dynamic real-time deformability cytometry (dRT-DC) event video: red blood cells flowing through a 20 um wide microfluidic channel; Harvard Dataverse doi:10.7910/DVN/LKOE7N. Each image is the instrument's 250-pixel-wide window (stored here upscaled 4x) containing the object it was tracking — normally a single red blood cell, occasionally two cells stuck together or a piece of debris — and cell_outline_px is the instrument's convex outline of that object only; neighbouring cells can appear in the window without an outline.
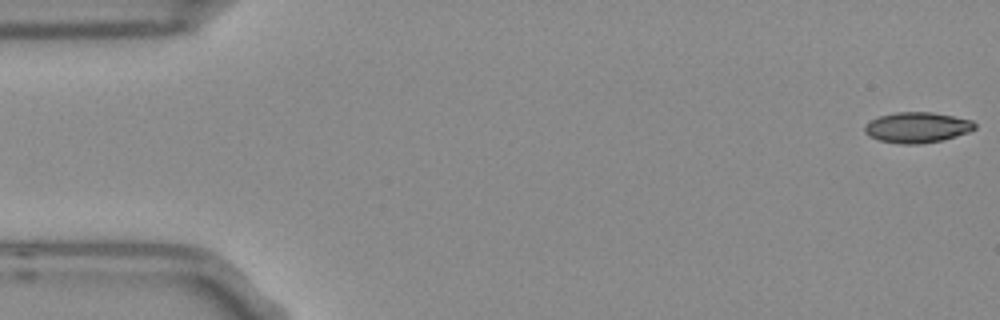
{"species": "Egyptian fruit bat (a non-hibernating species)", "species_latin": "Rousettus aegyptiacus", "temperature_condition": "room temperature", "stored_images_in_passage": 53, "camera_frame_rate_fps": 3000, "um_per_image_px": 0.085, "frame": {"image": 1, "passage_image": 1, "time_ms": 0.0, "image_size_px": [1000, 320], "cell_outline_px": [[976, 128], [968, 132], [956, 136], [940, 140], [916, 144], [900, 144], [880, 140], [868, 136], [864, 132], [864, 128], [872, 120], [880, 116], [896, 112], [932, 112], [972, 120], [976, 124]], "centroid_in_image_um": [77.96, 10.83], "position_along_channel_um": 7.0, "area_um2": 19.36}}
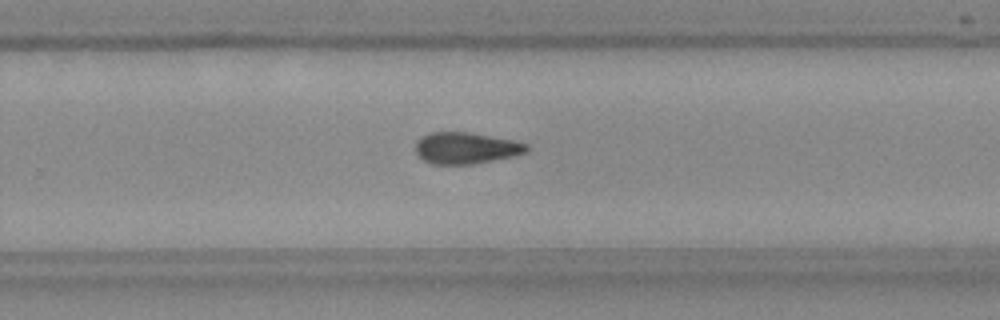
{"frame": {"image": 2, "passage_image": 34, "time_ms": 11.0, "image_size_px": [1000, 320], "cell_outline_px": [[528, 152], [512, 156], [472, 164], [432, 164], [424, 160], [416, 152], [416, 140], [420, 136], [428, 132], [468, 132], [512, 140], [528, 144]], "centroid_in_image_um": [39.57, 12.57], "position_along_channel_um": 290.2, "area_um2": 20.29}}
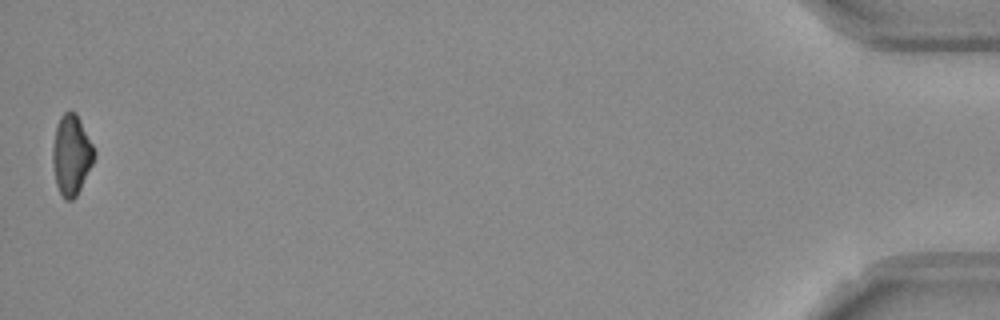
{"frame": {"image": 3, "passage_image": 53, "time_ms": 17.333, "image_size_px": [1000, 320], "cell_outline_px": [[96, 156], [76, 196], [72, 200], [64, 200], [56, 184], [52, 164], [52, 148], [56, 128], [60, 116], [64, 112], [76, 112], [96, 152]], "centroid_in_image_um": [6.06, 13.17], "position_along_channel_um": 429.1, "area_um2": 19.25}, "authors_computed_cell_mechanics": {"area_um2": 20.2878, "velocity_mm_per_s": 3.778, "shape_relaxation_time_tau1_ms": null, "shape_relaxation_time_tau2_ms": 9.0004, "deformation_change_tau1": null, "deformation_change_tau2": 0.1682}}